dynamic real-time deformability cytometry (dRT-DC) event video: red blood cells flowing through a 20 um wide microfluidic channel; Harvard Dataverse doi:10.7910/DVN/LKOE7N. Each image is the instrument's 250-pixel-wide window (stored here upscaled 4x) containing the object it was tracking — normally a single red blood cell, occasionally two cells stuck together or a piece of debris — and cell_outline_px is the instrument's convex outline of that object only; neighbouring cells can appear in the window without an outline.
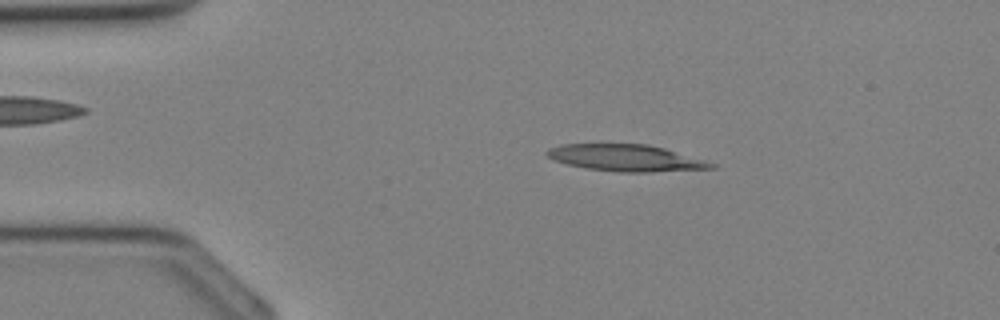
{"species": "Egyptian fruit bat (a non-hibernating species)", "species_latin": "Rousettus aegyptiacus", "temperature_condition": "cold", "stored_images_in_passage": 32, "camera_frame_rate_fps": 3000, "um_per_image_px": 0.085, "animal": {"sex": "female"}, "frame": {"image": 1, "passage_image": 4, "time_ms": 1.0, "image_size_px": [1000, 320], "cell_outline_px": [[716, 168], [648, 172], [620, 172], [588, 168], [568, 164], [556, 160], [548, 156], [544, 152], [548, 148], [560, 144], [648, 144], [664, 148], [704, 160], [716, 164]], "centroid_in_image_um": [53.19, 13.41], "position_along_channel_um": 31.8, "area_um2": 25.26}}
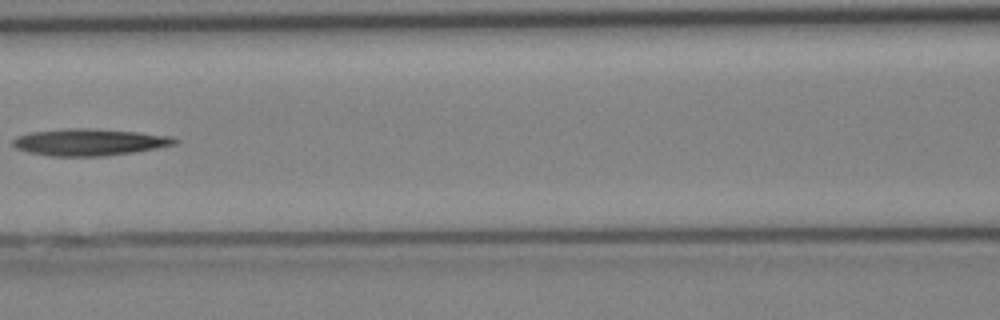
{"frame": {"image": 2, "passage_image": 13, "time_ms": 4.0, "image_size_px": [1000, 320], "cell_outline_px": [[180, 140], [176, 144], [156, 148], [132, 152], [104, 156], [52, 156], [28, 152], [16, 148], [12, 144], [12, 140], [16, 136], [32, 132], [68, 128], [88, 128], [140, 132], [172, 136]], "centroid_in_image_um": [7.61, 12.08], "position_along_channel_um": 159.0, "area_um2": 25.32}}
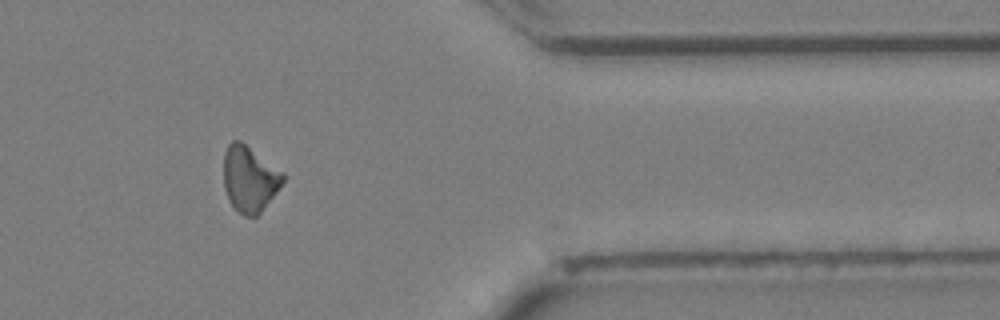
{"frame": {"image": 3, "passage_image": 26, "time_ms": 8.333, "image_size_px": [1000, 320], "cell_outline_px": [[284, 180], [276, 192], [260, 212], [256, 216], [244, 216], [228, 200], [224, 188], [224, 152], [228, 144], [232, 140], [240, 140], [284, 172]], "centroid_in_image_um": [21.2, 15.17], "position_along_channel_um": 390.2, "area_um2": 22.6}}